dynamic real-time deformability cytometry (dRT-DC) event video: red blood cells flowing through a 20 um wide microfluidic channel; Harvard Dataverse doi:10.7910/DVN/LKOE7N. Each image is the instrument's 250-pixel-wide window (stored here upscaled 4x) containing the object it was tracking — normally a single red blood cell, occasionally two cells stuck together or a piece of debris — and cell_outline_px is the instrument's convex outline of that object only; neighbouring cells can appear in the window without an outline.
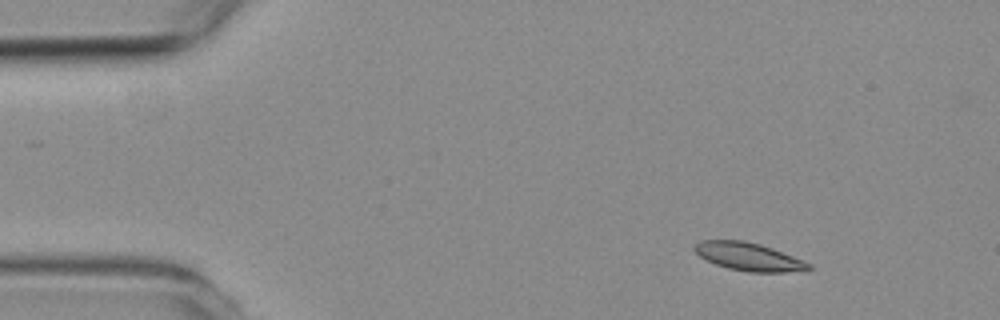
{"species": "common noctule bat (a hibernating species)", "species_latin": "Nyctalus noctula", "temperature_condition": "room temperature", "stored_images_in_passage": 5, "camera_frame_rate_fps": 3000, "um_per_image_px": 0.085, "animal": {"sex": "female", "body_mass_g": 19.3, "forearm_length_mm": 54.1}, "frame": {"image": 1, "passage_image": 1, "time_ms": 0.0, "image_size_px": [1000, 320], "cell_outline_px": [[812, 268], [784, 272], [748, 272], [728, 268], [716, 264], [700, 256], [692, 248], [700, 240], [744, 240], [760, 244], [772, 248], [804, 260], [812, 264]], "centroid_in_image_um": [63.63, 21.81], "position_along_channel_um": 21.4, "area_um2": 18.5}}
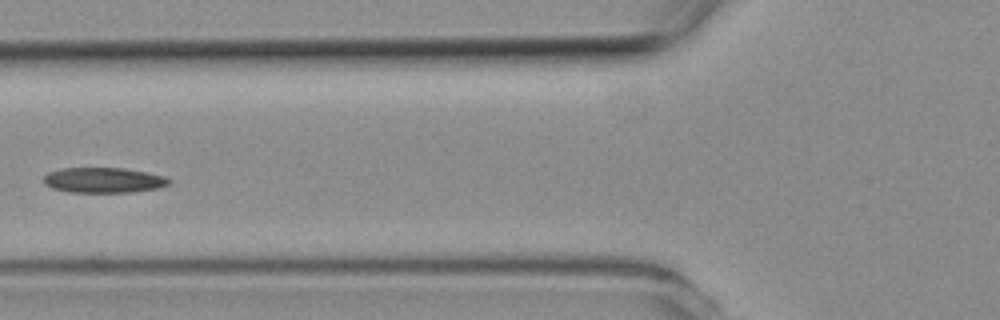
{"frame": {"image": 2, "passage_image": 4, "time_ms": 4.667, "image_size_px": [1000, 320], "cell_outline_px": [[172, 184], [156, 188], [132, 192], [68, 192], [52, 188], [44, 184], [44, 176], [48, 172], [60, 168], [124, 168], [148, 172], [164, 176], [172, 180]], "centroid_in_image_um": [8.81, 15.31], "position_along_channel_um": 117.0, "area_um2": 18.61}}
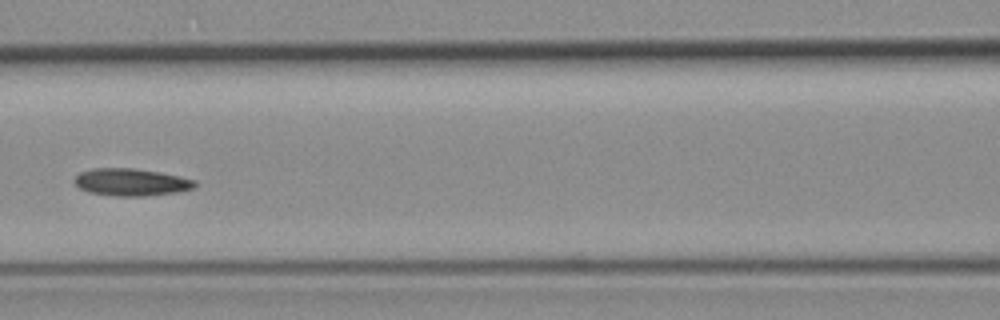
{"frame": {"image": 3, "passage_image": 5, "time_ms": 5.667, "image_size_px": [1000, 320], "cell_outline_px": [[196, 188], [180, 192], [148, 196], [116, 196], [88, 192], [80, 188], [72, 180], [80, 172], [92, 168], [132, 168], [180, 176], [196, 180]], "centroid_in_image_um": [11.17, 15.49], "position_along_channel_um": 155.4, "area_um2": 19.31}}